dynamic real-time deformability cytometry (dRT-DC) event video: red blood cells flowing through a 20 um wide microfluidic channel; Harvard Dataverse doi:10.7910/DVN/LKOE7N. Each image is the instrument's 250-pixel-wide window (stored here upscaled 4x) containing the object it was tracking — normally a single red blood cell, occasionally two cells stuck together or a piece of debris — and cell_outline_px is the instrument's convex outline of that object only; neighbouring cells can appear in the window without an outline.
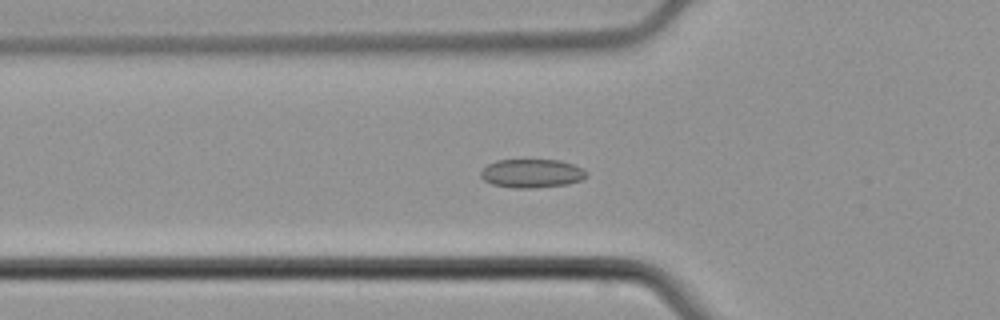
{"species": "common noctule bat (a hibernating species)", "species_latin": "Nyctalus noctula", "temperature_condition": "cold", "stored_images_in_passage": 22, "camera_frame_rate_fps": 3000, "um_per_image_px": 0.085, "animal": {"sex": "male", "body_mass_g": 21.5, "forearm_length_mm": 52.0}, "frame": {"image": 1, "passage_image": 20, "time_ms": 6.333, "image_size_px": [1000, 320], "cell_outline_px": [[588, 176], [580, 180], [568, 184], [536, 188], [512, 188], [492, 184], [484, 180], [480, 176], [480, 172], [488, 164], [496, 160], [560, 160], [584, 168], [588, 172]], "centroid_in_image_um": [45.22, 14.74], "position_along_channel_um": 80.6, "area_um2": 17.8}}